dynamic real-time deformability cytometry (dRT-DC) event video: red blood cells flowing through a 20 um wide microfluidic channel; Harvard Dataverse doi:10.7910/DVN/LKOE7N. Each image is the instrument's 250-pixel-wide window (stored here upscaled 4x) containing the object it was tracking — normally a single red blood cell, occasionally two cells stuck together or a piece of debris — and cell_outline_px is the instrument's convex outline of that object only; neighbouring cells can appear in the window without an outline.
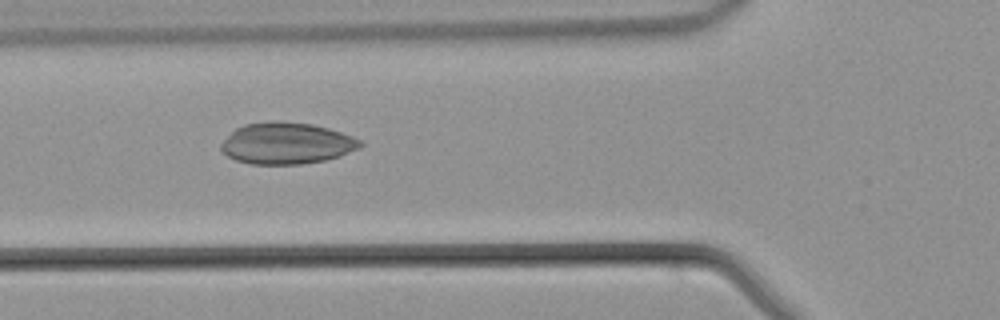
{"species": "common noctule bat (a hibernating species)", "species_latin": "Nyctalus noctula", "temperature_condition": "warm", "stored_images_in_passage": 43, "camera_frame_rate_fps": 3000, "um_per_image_px": 0.085, "animal": {"sex": "male", "body_mass_g": 21.5, "forearm_length_mm": 52.0}, "frame": {"image": 1, "passage_image": 15, "time_ms": 4.667, "image_size_px": [1000, 320], "cell_outline_px": [[364, 144], [360, 148], [340, 156], [324, 160], [300, 164], [252, 164], [236, 160], [228, 156], [220, 148], [220, 144], [236, 128], [244, 124], [272, 120], [280, 120], [312, 124], [328, 128], [352, 136], [360, 140]], "centroid_in_image_um": [24.37, 12.17], "position_along_channel_um": 101.4, "area_um2": 33.7}}
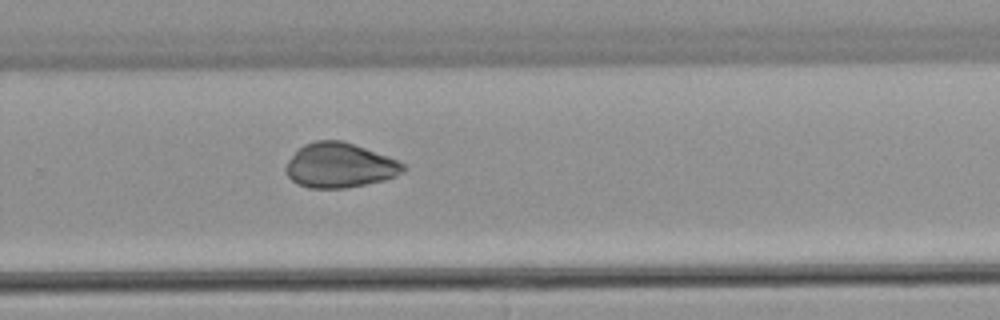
{"frame": {"image": 2, "passage_image": 28, "time_ms": 9.0, "image_size_px": [1000, 320], "cell_outline_px": [[408, 168], [404, 172], [396, 176], [384, 180], [344, 188], [308, 188], [296, 184], [288, 176], [284, 168], [288, 160], [304, 144], [316, 140], [344, 140], [396, 160], [404, 164]], "centroid_in_image_um": [28.86, 14.06], "position_along_channel_um": 300.9, "area_um2": 30.52}}
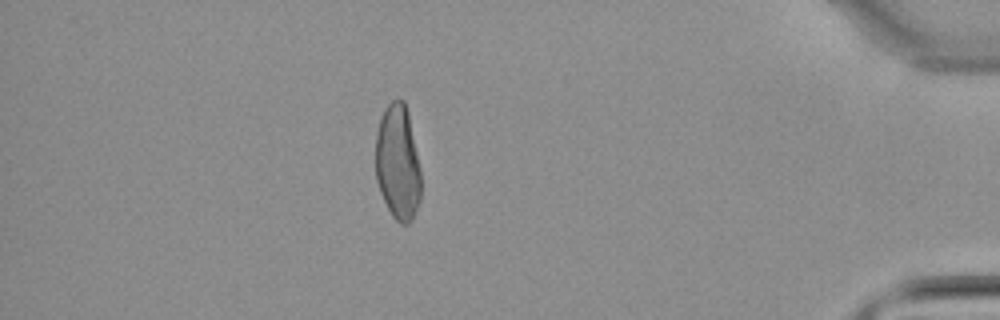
{"frame": {"image": 3, "passage_image": 38, "time_ms": 12.333, "image_size_px": [1000, 320], "cell_outline_px": [[420, 200], [412, 220], [408, 224], [400, 224], [392, 216], [380, 192], [376, 180], [376, 132], [380, 116], [384, 108], [392, 100], [404, 100], [408, 112], [420, 168]], "centroid_in_image_um": [33.8, 13.81], "position_along_channel_um": 401.4, "area_um2": 30.58}}